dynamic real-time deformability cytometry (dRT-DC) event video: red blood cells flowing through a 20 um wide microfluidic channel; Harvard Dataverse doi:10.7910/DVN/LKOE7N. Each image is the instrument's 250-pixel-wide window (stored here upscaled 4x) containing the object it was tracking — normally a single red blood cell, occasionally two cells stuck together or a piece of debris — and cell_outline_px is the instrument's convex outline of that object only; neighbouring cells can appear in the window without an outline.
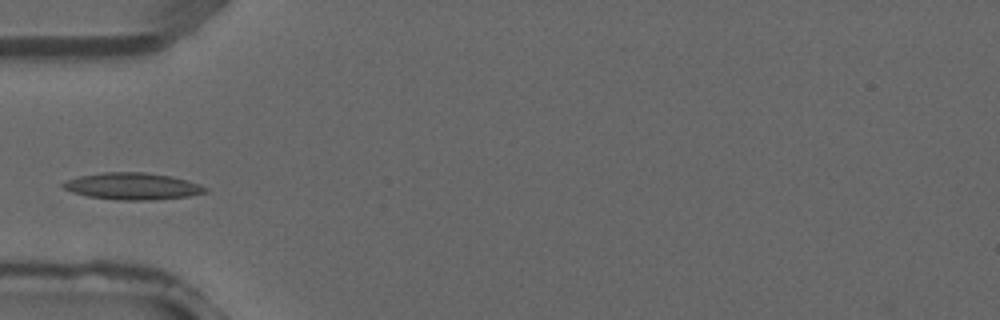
{"species": "common noctule bat (a hibernating species)", "species_latin": "Nyctalus noctula", "temperature_condition": "warm", "stored_images_in_passage": 3, "camera_frame_rate_fps": 3000, "um_per_image_px": 0.085, "animal": {"sex": "male", "forearm_length_mm": 52.5}, "frame": {"image": 1, "passage_image": 3, "time_ms": 0.667, "image_size_px": [1000, 320], "cell_outline_px": [[208, 192], [188, 196], [148, 200], [116, 200], [88, 196], [72, 192], [64, 188], [60, 184], [68, 180], [80, 176], [104, 172], [144, 172], [172, 176], [200, 184], [208, 188]], "centroid_in_image_um": [11.28, 15.83], "position_along_channel_um": 73.7, "area_um2": 22.14}}